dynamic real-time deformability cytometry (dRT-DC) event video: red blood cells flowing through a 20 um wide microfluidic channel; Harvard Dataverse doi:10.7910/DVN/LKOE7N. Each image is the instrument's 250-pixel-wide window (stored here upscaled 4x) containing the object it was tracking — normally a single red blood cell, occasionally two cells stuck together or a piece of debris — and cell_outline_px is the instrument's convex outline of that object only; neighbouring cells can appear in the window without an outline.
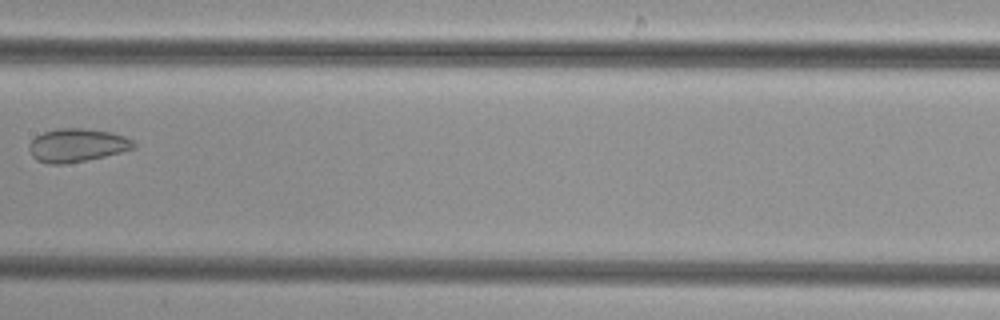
{"species": "common noctule bat (a hibernating species)", "species_latin": "Nyctalus noctula", "temperature_condition": "cold", "stored_images_in_passage": 4, "camera_frame_rate_fps": 3000, "um_per_image_px": 0.085, "animal": {"sex": "female", "body_mass_g": 29.2, "forearm_length_mm": 56.3}, "frame": {"image": 1, "passage_image": 4, "time_ms": 3.333, "image_size_px": [1000, 320], "cell_outline_px": [[136, 148], [104, 156], [64, 164], [48, 164], [36, 160], [32, 156], [28, 148], [28, 144], [36, 136], [44, 132], [56, 128], [80, 128], [112, 132], [124, 136], [132, 140], [136, 144]], "centroid_in_image_um": [6.52, 12.34], "position_along_channel_um": 200.9, "area_um2": 20.29}}